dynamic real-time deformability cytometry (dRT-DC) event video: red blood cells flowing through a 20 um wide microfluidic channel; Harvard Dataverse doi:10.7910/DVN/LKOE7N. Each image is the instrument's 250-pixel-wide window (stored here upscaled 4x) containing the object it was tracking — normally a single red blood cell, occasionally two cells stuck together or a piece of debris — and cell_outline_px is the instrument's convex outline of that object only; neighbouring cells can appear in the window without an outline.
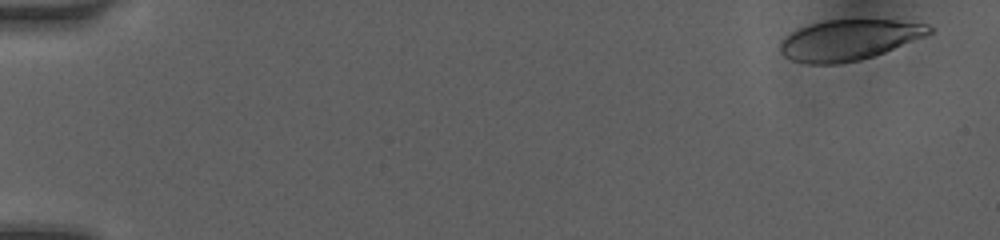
{"species": "human", "species_latin": "Homo sapiens", "temperature_condition": "room temperature", "stored_images_in_passage": 13, "camera_frame_rate_fps": 3000, "um_per_image_px": 0.085, "donor": {"sex": "female"}, "frame": {"image": 1, "passage_image": 1, "time_ms": 0.0, "image_size_px": [1000, 240], "cell_outline_px": [[936, 28], [928, 36], [884, 52], [860, 60], [840, 64], [808, 64], [792, 60], [784, 56], [780, 52], [780, 40], [784, 36], [808, 24], [824, 20], [892, 20], [928, 24]], "centroid_in_image_um": [72.17, 3.39], "position_along_channel_um": 12.8, "area_um2": 35.49}}
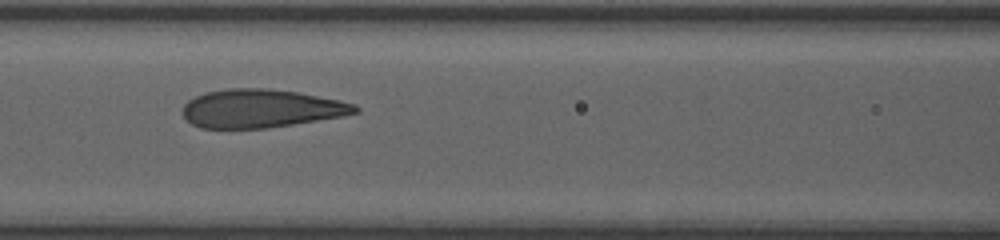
{"frame": {"image": 2, "passage_image": 8, "time_ms": 7.0, "image_size_px": [1000, 240], "cell_outline_px": [[360, 112], [340, 116], [268, 128], [200, 128], [192, 124], [180, 112], [184, 104], [188, 100], [204, 92], [228, 88], [268, 88], [296, 92], [340, 100], [356, 104], [360, 108]], "centroid_in_image_um": [22.16, 9.21], "position_along_channel_um": 144.4, "area_um2": 38.55}}
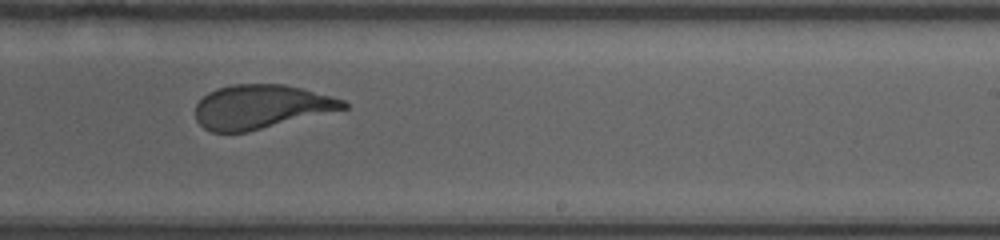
{"frame": {"image": 3, "passage_image": 12, "time_ms": 10.0, "image_size_px": [1000, 240], "cell_outline_px": [[348, 108], [248, 132], [212, 132], [204, 128], [196, 120], [196, 104], [208, 92], [216, 88], [232, 84], [284, 84], [332, 96], [344, 100], [348, 104]], "centroid_in_image_um": [22.18, 9.07], "position_along_channel_um": 266.8, "area_um2": 37.86}}